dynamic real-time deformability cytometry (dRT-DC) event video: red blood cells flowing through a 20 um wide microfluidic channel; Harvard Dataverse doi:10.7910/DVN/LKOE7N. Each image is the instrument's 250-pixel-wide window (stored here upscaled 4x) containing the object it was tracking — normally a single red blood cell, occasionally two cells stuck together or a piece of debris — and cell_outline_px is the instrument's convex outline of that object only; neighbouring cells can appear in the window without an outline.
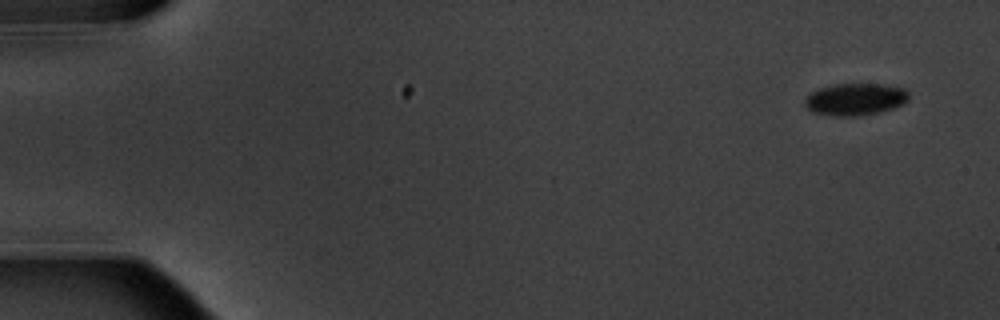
{"species": "common noctule bat (a hibernating species)", "species_latin": "Nyctalus noctula", "temperature_condition": "warm", "stored_images_in_passage": 5, "camera_frame_rate_fps": 3000, "um_per_image_px": 0.085, "animal": {"sex": "male", "body_mass_g": 20.1, "forearm_length_mm": 53.5}, "frame": {"image": 1, "passage_image": 1, "time_ms": 0.0, "image_size_px": [1000, 320], "cell_outline_px": [[908, 100], [904, 104], [880, 112], [856, 116], [836, 116], [812, 112], [804, 104], [804, 100], [812, 92], [820, 88], [832, 84], [880, 84], [904, 88], [908, 92]], "centroid_in_image_um": [72.7, 8.44], "position_along_channel_um": 12.3, "area_um2": 19.36}}